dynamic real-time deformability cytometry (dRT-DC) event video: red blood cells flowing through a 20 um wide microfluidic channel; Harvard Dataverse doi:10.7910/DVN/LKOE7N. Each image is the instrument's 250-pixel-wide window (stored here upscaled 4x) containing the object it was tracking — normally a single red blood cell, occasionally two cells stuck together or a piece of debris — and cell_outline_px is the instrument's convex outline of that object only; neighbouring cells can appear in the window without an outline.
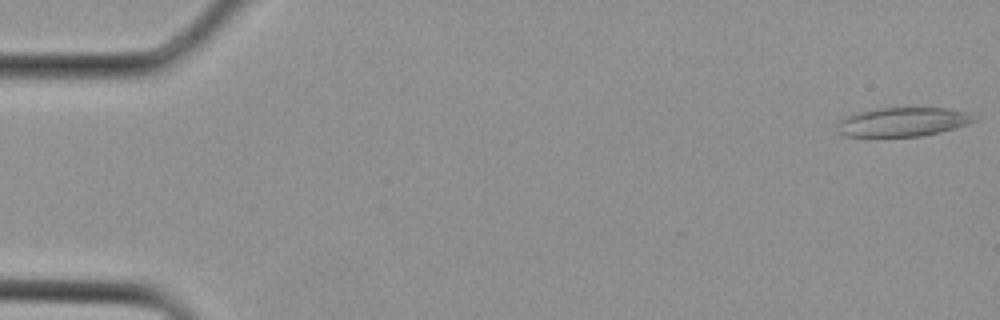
{"species": "Egyptian fruit bat (a non-hibernating species)", "species_latin": "Rousettus aegyptiacus", "temperature_condition": "cold", "stored_images_in_passage": 3, "camera_frame_rate_fps": 3000, "um_per_image_px": 0.085, "animal": {"sex": "female"}, "frame": {"image": 1, "passage_image": 1, "time_ms": 0.0, "image_size_px": [1000, 320], "cell_outline_px": [[980, 120], [956, 128], [940, 132], [920, 136], [844, 136], [836, 132], [836, 124], [840, 120], [856, 112], [876, 108], [948, 108], [968, 112]], "centroid_in_image_um": [76.75, 10.36], "position_along_channel_um": 8.3, "area_um2": 23.35}}
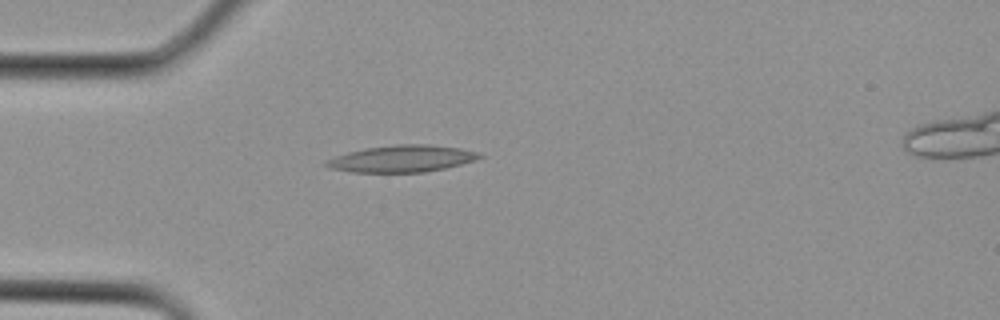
{"frame": {"image": 2, "passage_image": 3, "time_ms": 0.667, "image_size_px": [1000, 320], "cell_outline_px": [[484, 156], [476, 160], [444, 168], [424, 172], [352, 172], [328, 168], [324, 164], [328, 160], [336, 156], [348, 152], [368, 148], [396, 144], [428, 144], [460, 148], [480, 152]], "centroid_in_image_um": [34.2, 13.48], "position_along_channel_um": 50.8, "area_um2": 23.81}}